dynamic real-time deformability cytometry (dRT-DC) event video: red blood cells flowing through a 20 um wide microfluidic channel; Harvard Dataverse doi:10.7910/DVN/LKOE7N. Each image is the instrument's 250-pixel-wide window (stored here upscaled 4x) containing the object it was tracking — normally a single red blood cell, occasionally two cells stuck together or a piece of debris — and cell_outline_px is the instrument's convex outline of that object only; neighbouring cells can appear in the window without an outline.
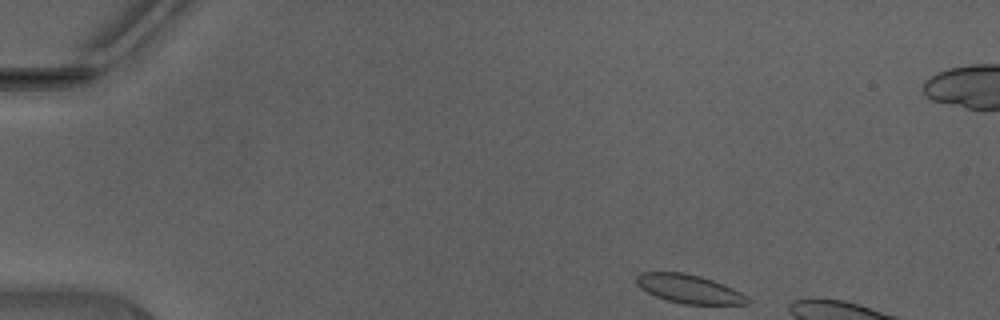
{"species": "Egyptian fruit bat (a non-hibernating species)", "species_latin": "Rousettus aegyptiacus", "temperature_condition": "warm", "stored_images_in_passage": 13, "camera_frame_rate_fps": 3000, "um_per_image_px": 0.085, "animal": {"sex": "male"}, "frame": {"image": 1, "passage_image": 1, "time_ms": 0.0, "image_size_px": [1000, 320], "cell_outline_px": [[752, 300], [748, 304], [684, 304], [668, 300], [656, 296], [640, 288], [636, 284], [636, 276], [640, 272], [684, 272], [700, 276], [724, 284], [748, 296]], "centroid_in_image_um": [58.58, 24.55], "position_along_channel_um": 26.4, "area_um2": 18.55}}
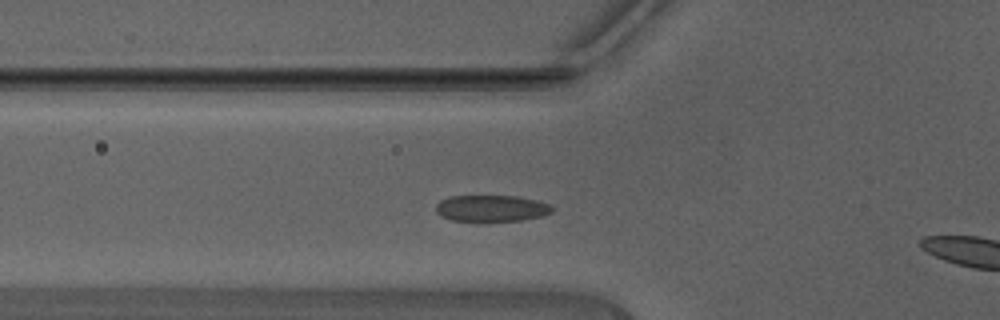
{"frame": {"image": 2, "passage_image": 11, "time_ms": 3.333, "image_size_px": [1000, 320], "cell_outline_px": [[552, 212], [540, 216], [520, 220], [476, 224], [448, 220], [440, 216], [436, 212], [436, 204], [440, 200], [452, 196], [516, 196], [536, 200], [548, 204], [552, 208]], "centroid_in_image_um": [41.67, 17.76], "position_along_channel_um": 84.1, "area_um2": 18.61}}